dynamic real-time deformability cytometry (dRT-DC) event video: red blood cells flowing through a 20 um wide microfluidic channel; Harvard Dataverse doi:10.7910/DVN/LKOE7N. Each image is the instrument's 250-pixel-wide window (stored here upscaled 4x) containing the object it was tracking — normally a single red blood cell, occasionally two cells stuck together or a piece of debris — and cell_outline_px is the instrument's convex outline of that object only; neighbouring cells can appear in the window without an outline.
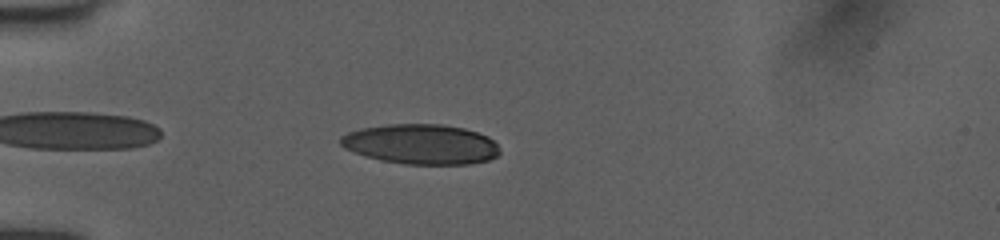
{"species": "human", "species_latin": "Homo sapiens", "temperature_condition": "room temperature", "stored_images_in_passage": 37, "camera_frame_rate_fps": 3000, "um_per_image_px": 0.085, "donor": {"sex": "female"}, "frame": {"image": 1, "passage_image": 4, "time_ms": 1.0, "image_size_px": [1000, 240], "cell_outline_px": [[500, 152], [496, 156], [488, 160], [468, 164], [404, 164], [380, 160], [344, 148], [340, 144], [340, 136], [348, 132], [360, 128], [388, 124], [440, 124], [464, 128], [488, 136], [500, 148]], "centroid_in_image_um": [35.78, 12.25], "position_along_channel_um": 49.2, "area_um2": 37.05}}
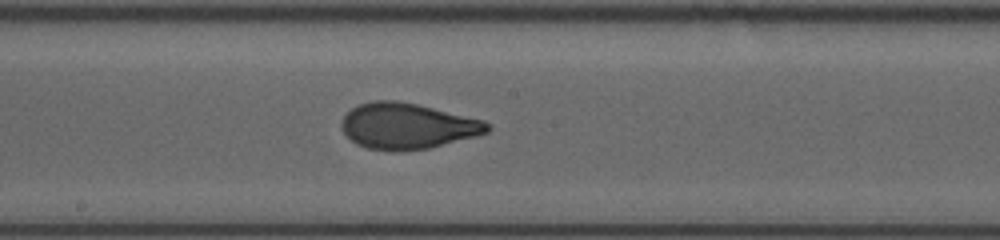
{"frame": {"image": 2, "passage_image": 18, "time_ms": 5.667, "image_size_px": [1000, 240], "cell_outline_px": [[492, 128], [488, 132], [476, 136], [428, 148], [400, 152], [396, 152], [368, 148], [356, 144], [344, 132], [340, 124], [340, 120], [352, 108], [360, 104], [372, 100], [396, 100], [416, 104], [484, 120]], "centroid_in_image_um": [34.61, 10.72], "position_along_channel_um": 213.6, "area_um2": 38.9}}
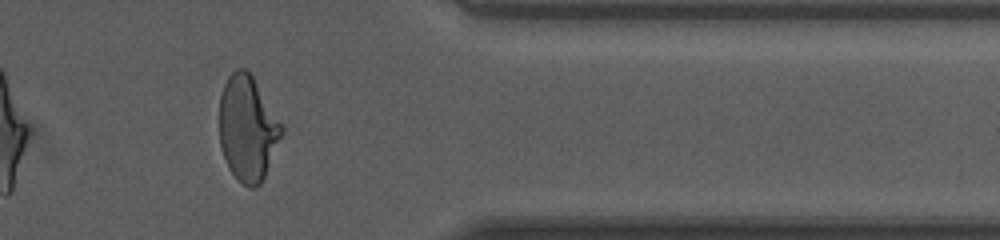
{"frame": {"image": 3, "passage_image": 32, "time_ms": 10.333, "image_size_px": [1000, 240], "cell_outline_px": [[284, 132], [264, 176], [260, 184], [252, 188], [248, 188], [236, 180], [228, 168], [220, 144], [220, 96], [224, 84], [228, 76], [236, 68], [244, 68], [252, 76], [284, 124]], "centroid_in_image_um": [21.06, 10.92], "position_along_channel_um": 390.3, "area_um2": 38.38}, "authors_computed_cell_mechanics": {"area_um2": 38.3792, "velocity_mm_per_s": 4.0515, "shape_relaxation_time_tau1_ms": 4.8296, "shape_relaxation_time_tau2_ms": null, "deformation_change_tau1": 0.2035, "deformation_change_tau2": null}}